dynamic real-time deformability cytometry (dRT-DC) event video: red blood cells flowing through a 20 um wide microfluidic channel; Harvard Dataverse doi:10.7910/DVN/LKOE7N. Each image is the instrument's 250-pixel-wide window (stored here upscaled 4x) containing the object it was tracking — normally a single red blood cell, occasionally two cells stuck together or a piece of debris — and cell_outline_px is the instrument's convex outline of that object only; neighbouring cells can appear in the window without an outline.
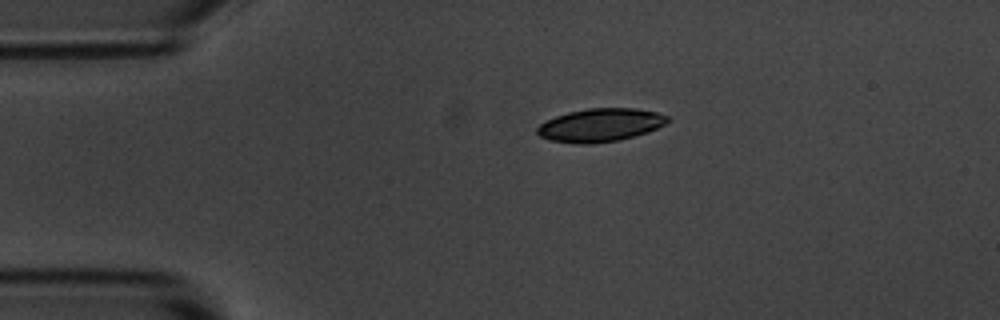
{"species": "common noctule bat (a hibernating species)", "species_latin": "Nyctalus noctula", "temperature_condition": "room temperature", "stored_images_in_passage": 2, "camera_frame_rate_fps": 3000, "um_per_image_px": 0.085, "animal": {"sex": "male", "body_mass_g": 20.1, "forearm_length_mm": 53.5}, "frame": {"image": 1, "passage_image": 1, "time_ms": 0.0, "image_size_px": [1000, 320], "cell_outline_px": [[672, 120], [656, 128], [632, 136], [616, 140], [592, 144], [572, 144], [548, 140], [540, 136], [536, 132], [536, 128], [540, 124], [556, 116], [568, 112], [588, 108], [636, 108], [656, 112], [668, 116]], "centroid_in_image_um": [50.99, 10.63], "position_along_channel_um": 34.0, "area_um2": 25.14}}